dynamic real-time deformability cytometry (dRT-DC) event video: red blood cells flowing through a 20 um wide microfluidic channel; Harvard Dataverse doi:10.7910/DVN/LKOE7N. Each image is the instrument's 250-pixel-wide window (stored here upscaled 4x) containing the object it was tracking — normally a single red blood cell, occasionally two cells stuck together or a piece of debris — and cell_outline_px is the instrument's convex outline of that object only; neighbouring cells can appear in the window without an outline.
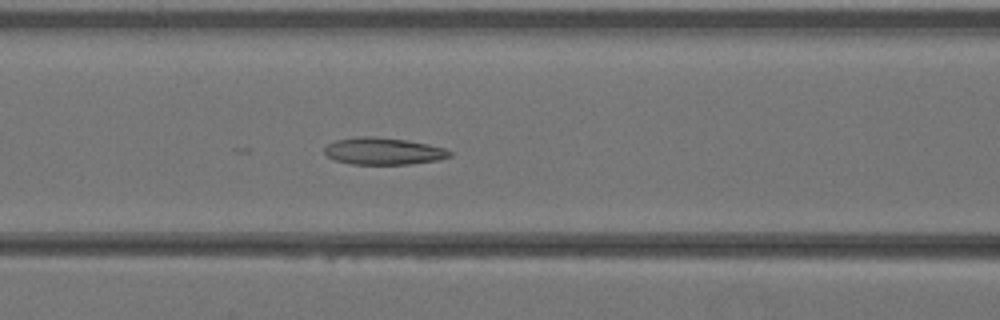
{"species": "Egyptian fruit bat (a non-hibernating species)", "species_latin": "Rousettus aegyptiacus", "temperature_condition": "warm", "stored_images_in_passage": 41, "camera_frame_rate_fps": 3000, "um_per_image_px": 0.085, "animal": {"sex": "female"}, "frame": {"image": 1, "passage_image": 17, "time_ms": 5.333, "image_size_px": [1000, 320], "cell_outline_px": [[452, 156], [440, 160], [408, 164], [352, 164], [336, 160], [328, 156], [324, 152], [324, 148], [328, 144], [336, 140], [356, 136], [372, 136], [404, 140], [428, 144], [444, 148], [452, 152]], "centroid_in_image_um": [32.6, 12.85], "position_along_channel_um": 134.0, "area_um2": 19.65}}
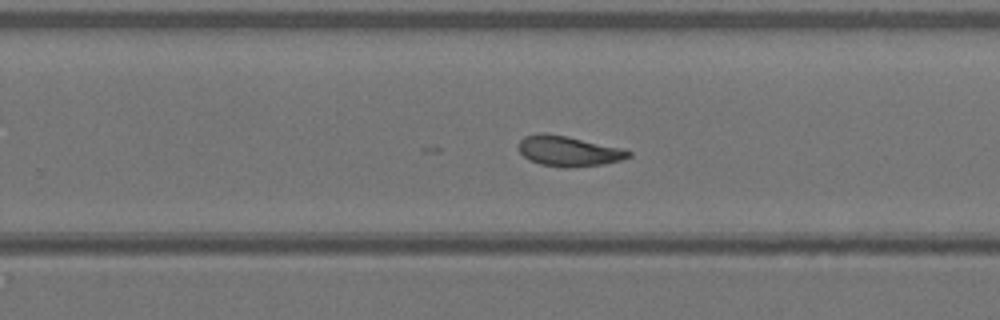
{"frame": {"image": 2, "passage_image": 26, "time_ms": 8.333, "image_size_px": [1000, 320], "cell_outline_px": [[632, 156], [620, 160], [604, 164], [568, 168], [564, 168], [540, 164], [528, 160], [520, 152], [520, 140], [524, 136], [540, 132], [544, 132], [624, 148], [632, 152]], "centroid_in_image_um": [48.34, 12.85], "position_along_channel_um": 281.5, "area_um2": 19.42}}
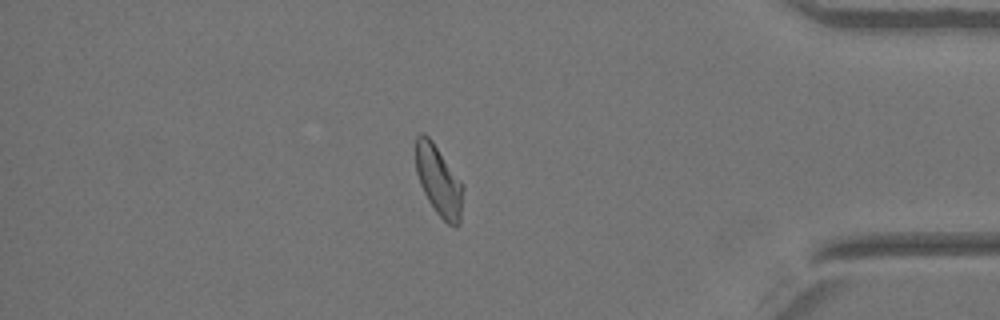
{"frame": {"image": 3, "passage_image": 35, "time_ms": 11.333, "image_size_px": [1000, 320], "cell_outline_px": [[464, 188], [460, 224], [456, 228], [448, 224], [436, 212], [428, 200], [420, 184], [416, 172], [416, 136], [420, 132], [424, 132], [432, 140], [464, 184]], "centroid_in_image_um": [37.31, 15.37], "position_along_channel_um": 397.9, "area_um2": 19.59}}